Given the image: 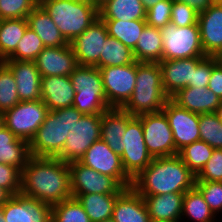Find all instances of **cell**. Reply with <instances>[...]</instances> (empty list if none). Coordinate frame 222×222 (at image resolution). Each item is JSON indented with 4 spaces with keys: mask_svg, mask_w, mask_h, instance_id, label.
I'll use <instances>...</instances> for the list:
<instances>
[{
    "mask_svg": "<svg viewBox=\"0 0 222 222\" xmlns=\"http://www.w3.org/2000/svg\"><path fill=\"white\" fill-rule=\"evenodd\" d=\"M20 193L51 206L71 198L68 163L56 157L30 156L22 169Z\"/></svg>",
    "mask_w": 222,
    "mask_h": 222,
    "instance_id": "1",
    "label": "cell"
},
{
    "mask_svg": "<svg viewBox=\"0 0 222 222\" xmlns=\"http://www.w3.org/2000/svg\"><path fill=\"white\" fill-rule=\"evenodd\" d=\"M196 175L181 157L153 158L151 163L132 179L131 187L141 196L185 193L195 187Z\"/></svg>",
    "mask_w": 222,
    "mask_h": 222,
    "instance_id": "2",
    "label": "cell"
},
{
    "mask_svg": "<svg viewBox=\"0 0 222 222\" xmlns=\"http://www.w3.org/2000/svg\"><path fill=\"white\" fill-rule=\"evenodd\" d=\"M83 113L75 107L49 111L43 124L29 142V152L35 157H57L64 148L67 135L74 130Z\"/></svg>",
    "mask_w": 222,
    "mask_h": 222,
    "instance_id": "3",
    "label": "cell"
},
{
    "mask_svg": "<svg viewBox=\"0 0 222 222\" xmlns=\"http://www.w3.org/2000/svg\"><path fill=\"white\" fill-rule=\"evenodd\" d=\"M169 99L163 88L159 63L137 62L135 88L122 109L132 116L156 113L163 110Z\"/></svg>",
    "mask_w": 222,
    "mask_h": 222,
    "instance_id": "4",
    "label": "cell"
},
{
    "mask_svg": "<svg viewBox=\"0 0 222 222\" xmlns=\"http://www.w3.org/2000/svg\"><path fill=\"white\" fill-rule=\"evenodd\" d=\"M39 4L68 43L99 18V10L88 0H39Z\"/></svg>",
    "mask_w": 222,
    "mask_h": 222,
    "instance_id": "5",
    "label": "cell"
},
{
    "mask_svg": "<svg viewBox=\"0 0 222 222\" xmlns=\"http://www.w3.org/2000/svg\"><path fill=\"white\" fill-rule=\"evenodd\" d=\"M69 77L75 89L72 106L79 112L102 115L110 108L98 67L78 65Z\"/></svg>",
    "mask_w": 222,
    "mask_h": 222,
    "instance_id": "6",
    "label": "cell"
},
{
    "mask_svg": "<svg viewBox=\"0 0 222 222\" xmlns=\"http://www.w3.org/2000/svg\"><path fill=\"white\" fill-rule=\"evenodd\" d=\"M163 52L162 60L205 57L201 46L200 28L198 24L176 27L169 23L160 28Z\"/></svg>",
    "mask_w": 222,
    "mask_h": 222,
    "instance_id": "7",
    "label": "cell"
},
{
    "mask_svg": "<svg viewBox=\"0 0 222 222\" xmlns=\"http://www.w3.org/2000/svg\"><path fill=\"white\" fill-rule=\"evenodd\" d=\"M49 109L42 100L20 101L3 113V124L17 137L28 143L43 124Z\"/></svg>",
    "mask_w": 222,
    "mask_h": 222,
    "instance_id": "8",
    "label": "cell"
},
{
    "mask_svg": "<svg viewBox=\"0 0 222 222\" xmlns=\"http://www.w3.org/2000/svg\"><path fill=\"white\" fill-rule=\"evenodd\" d=\"M110 108H122L130 99L136 83L137 61L122 66L99 68Z\"/></svg>",
    "mask_w": 222,
    "mask_h": 222,
    "instance_id": "9",
    "label": "cell"
},
{
    "mask_svg": "<svg viewBox=\"0 0 222 222\" xmlns=\"http://www.w3.org/2000/svg\"><path fill=\"white\" fill-rule=\"evenodd\" d=\"M143 127V136L152 158L177 155L175 141L167 116L163 111L137 116Z\"/></svg>",
    "mask_w": 222,
    "mask_h": 222,
    "instance_id": "10",
    "label": "cell"
},
{
    "mask_svg": "<svg viewBox=\"0 0 222 222\" xmlns=\"http://www.w3.org/2000/svg\"><path fill=\"white\" fill-rule=\"evenodd\" d=\"M123 153L121 161L126 174L134 179L152 161L143 136L141 120L134 116L128 123L122 136Z\"/></svg>",
    "mask_w": 222,
    "mask_h": 222,
    "instance_id": "11",
    "label": "cell"
},
{
    "mask_svg": "<svg viewBox=\"0 0 222 222\" xmlns=\"http://www.w3.org/2000/svg\"><path fill=\"white\" fill-rule=\"evenodd\" d=\"M100 132L101 115L83 114L74 130L68 133L64 148L56 158L65 163L79 161L86 150L100 139Z\"/></svg>",
    "mask_w": 222,
    "mask_h": 222,
    "instance_id": "12",
    "label": "cell"
},
{
    "mask_svg": "<svg viewBox=\"0 0 222 222\" xmlns=\"http://www.w3.org/2000/svg\"><path fill=\"white\" fill-rule=\"evenodd\" d=\"M68 165L72 194H121L126 189L114 177L100 174L79 161Z\"/></svg>",
    "mask_w": 222,
    "mask_h": 222,
    "instance_id": "13",
    "label": "cell"
},
{
    "mask_svg": "<svg viewBox=\"0 0 222 222\" xmlns=\"http://www.w3.org/2000/svg\"><path fill=\"white\" fill-rule=\"evenodd\" d=\"M79 162L100 174L114 177L125 188L131 187L132 179L123 168L121 156L112 151L101 139L86 150Z\"/></svg>",
    "mask_w": 222,
    "mask_h": 222,
    "instance_id": "14",
    "label": "cell"
},
{
    "mask_svg": "<svg viewBox=\"0 0 222 222\" xmlns=\"http://www.w3.org/2000/svg\"><path fill=\"white\" fill-rule=\"evenodd\" d=\"M108 36L106 25L99 17L70 43L77 64L100 68V55L103 54L104 42Z\"/></svg>",
    "mask_w": 222,
    "mask_h": 222,
    "instance_id": "15",
    "label": "cell"
},
{
    "mask_svg": "<svg viewBox=\"0 0 222 222\" xmlns=\"http://www.w3.org/2000/svg\"><path fill=\"white\" fill-rule=\"evenodd\" d=\"M162 111L168 118L178 152L186 145L200 140L198 113L179 107L171 99Z\"/></svg>",
    "mask_w": 222,
    "mask_h": 222,
    "instance_id": "16",
    "label": "cell"
},
{
    "mask_svg": "<svg viewBox=\"0 0 222 222\" xmlns=\"http://www.w3.org/2000/svg\"><path fill=\"white\" fill-rule=\"evenodd\" d=\"M6 222H52V206L21 193L2 205Z\"/></svg>",
    "mask_w": 222,
    "mask_h": 222,
    "instance_id": "17",
    "label": "cell"
},
{
    "mask_svg": "<svg viewBox=\"0 0 222 222\" xmlns=\"http://www.w3.org/2000/svg\"><path fill=\"white\" fill-rule=\"evenodd\" d=\"M35 63L42 77L70 76L78 66L70 43L60 47H45Z\"/></svg>",
    "mask_w": 222,
    "mask_h": 222,
    "instance_id": "18",
    "label": "cell"
},
{
    "mask_svg": "<svg viewBox=\"0 0 222 222\" xmlns=\"http://www.w3.org/2000/svg\"><path fill=\"white\" fill-rule=\"evenodd\" d=\"M201 46L206 56L222 52V2L215 1L204 12L199 13Z\"/></svg>",
    "mask_w": 222,
    "mask_h": 222,
    "instance_id": "19",
    "label": "cell"
},
{
    "mask_svg": "<svg viewBox=\"0 0 222 222\" xmlns=\"http://www.w3.org/2000/svg\"><path fill=\"white\" fill-rule=\"evenodd\" d=\"M204 57L161 60L162 84L166 95L171 98L180 89L192 82L193 70Z\"/></svg>",
    "mask_w": 222,
    "mask_h": 222,
    "instance_id": "20",
    "label": "cell"
},
{
    "mask_svg": "<svg viewBox=\"0 0 222 222\" xmlns=\"http://www.w3.org/2000/svg\"><path fill=\"white\" fill-rule=\"evenodd\" d=\"M14 74L20 101L41 100V74L35 61L4 60Z\"/></svg>",
    "mask_w": 222,
    "mask_h": 222,
    "instance_id": "21",
    "label": "cell"
},
{
    "mask_svg": "<svg viewBox=\"0 0 222 222\" xmlns=\"http://www.w3.org/2000/svg\"><path fill=\"white\" fill-rule=\"evenodd\" d=\"M75 89L69 76H46L41 78V100L49 111L72 107Z\"/></svg>",
    "mask_w": 222,
    "mask_h": 222,
    "instance_id": "22",
    "label": "cell"
},
{
    "mask_svg": "<svg viewBox=\"0 0 222 222\" xmlns=\"http://www.w3.org/2000/svg\"><path fill=\"white\" fill-rule=\"evenodd\" d=\"M179 107L198 114L216 113L222 100L208 88L186 87L170 98Z\"/></svg>",
    "mask_w": 222,
    "mask_h": 222,
    "instance_id": "23",
    "label": "cell"
},
{
    "mask_svg": "<svg viewBox=\"0 0 222 222\" xmlns=\"http://www.w3.org/2000/svg\"><path fill=\"white\" fill-rule=\"evenodd\" d=\"M133 117L122 108H109L101 115L100 139L120 156L123 153L122 136Z\"/></svg>",
    "mask_w": 222,
    "mask_h": 222,
    "instance_id": "24",
    "label": "cell"
},
{
    "mask_svg": "<svg viewBox=\"0 0 222 222\" xmlns=\"http://www.w3.org/2000/svg\"><path fill=\"white\" fill-rule=\"evenodd\" d=\"M114 222H150V216L143 197L132 187L126 188L114 205Z\"/></svg>",
    "mask_w": 222,
    "mask_h": 222,
    "instance_id": "25",
    "label": "cell"
},
{
    "mask_svg": "<svg viewBox=\"0 0 222 222\" xmlns=\"http://www.w3.org/2000/svg\"><path fill=\"white\" fill-rule=\"evenodd\" d=\"M142 197L150 220L181 221L184 193H166Z\"/></svg>",
    "mask_w": 222,
    "mask_h": 222,
    "instance_id": "26",
    "label": "cell"
},
{
    "mask_svg": "<svg viewBox=\"0 0 222 222\" xmlns=\"http://www.w3.org/2000/svg\"><path fill=\"white\" fill-rule=\"evenodd\" d=\"M26 20L28 27L39 36L45 47H60L69 44L40 4L32 10Z\"/></svg>",
    "mask_w": 222,
    "mask_h": 222,
    "instance_id": "27",
    "label": "cell"
},
{
    "mask_svg": "<svg viewBox=\"0 0 222 222\" xmlns=\"http://www.w3.org/2000/svg\"><path fill=\"white\" fill-rule=\"evenodd\" d=\"M29 143L17 138L5 125L0 127V163L9 164L21 171L30 158Z\"/></svg>",
    "mask_w": 222,
    "mask_h": 222,
    "instance_id": "28",
    "label": "cell"
},
{
    "mask_svg": "<svg viewBox=\"0 0 222 222\" xmlns=\"http://www.w3.org/2000/svg\"><path fill=\"white\" fill-rule=\"evenodd\" d=\"M162 52L163 41L160 29L146 25L133 50L135 61L159 63L162 60Z\"/></svg>",
    "mask_w": 222,
    "mask_h": 222,
    "instance_id": "29",
    "label": "cell"
},
{
    "mask_svg": "<svg viewBox=\"0 0 222 222\" xmlns=\"http://www.w3.org/2000/svg\"><path fill=\"white\" fill-rule=\"evenodd\" d=\"M120 194H72L82 204L91 222L112 219L113 209Z\"/></svg>",
    "mask_w": 222,
    "mask_h": 222,
    "instance_id": "30",
    "label": "cell"
},
{
    "mask_svg": "<svg viewBox=\"0 0 222 222\" xmlns=\"http://www.w3.org/2000/svg\"><path fill=\"white\" fill-rule=\"evenodd\" d=\"M146 12L141 0H109L99 9L102 20H146Z\"/></svg>",
    "mask_w": 222,
    "mask_h": 222,
    "instance_id": "31",
    "label": "cell"
},
{
    "mask_svg": "<svg viewBox=\"0 0 222 222\" xmlns=\"http://www.w3.org/2000/svg\"><path fill=\"white\" fill-rule=\"evenodd\" d=\"M28 23L26 19L0 20V60L7 59L16 49L23 37Z\"/></svg>",
    "mask_w": 222,
    "mask_h": 222,
    "instance_id": "32",
    "label": "cell"
},
{
    "mask_svg": "<svg viewBox=\"0 0 222 222\" xmlns=\"http://www.w3.org/2000/svg\"><path fill=\"white\" fill-rule=\"evenodd\" d=\"M186 217L188 220L191 219L194 222L218 221L215 218L216 215L210 209L208 204L205 202L203 195L196 187L184 193L181 222H184Z\"/></svg>",
    "mask_w": 222,
    "mask_h": 222,
    "instance_id": "33",
    "label": "cell"
},
{
    "mask_svg": "<svg viewBox=\"0 0 222 222\" xmlns=\"http://www.w3.org/2000/svg\"><path fill=\"white\" fill-rule=\"evenodd\" d=\"M108 35L116 38L132 51L135 49L142 30L147 25L146 20H103Z\"/></svg>",
    "mask_w": 222,
    "mask_h": 222,
    "instance_id": "34",
    "label": "cell"
},
{
    "mask_svg": "<svg viewBox=\"0 0 222 222\" xmlns=\"http://www.w3.org/2000/svg\"><path fill=\"white\" fill-rule=\"evenodd\" d=\"M134 62L133 51L116 38L108 36L104 42L103 54L100 55V68L128 65Z\"/></svg>",
    "mask_w": 222,
    "mask_h": 222,
    "instance_id": "35",
    "label": "cell"
},
{
    "mask_svg": "<svg viewBox=\"0 0 222 222\" xmlns=\"http://www.w3.org/2000/svg\"><path fill=\"white\" fill-rule=\"evenodd\" d=\"M213 151V147L206 142L199 140L186 145L179 151L178 155L181 157L185 165L197 175L210 159Z\"/></svg>",
    "mask_w": 222,
    "mask_h": 222,
    "instance_id": "36",
    "label": "cell"
},
{
    "mask_svg": "<svg viewBox=\"0 0 222 222\" xmlns=\"http://www.w3.org/2000/svg\"><path fill=\"white\" fill-rule=\"evenodd\" d=\"M52 222H91L82 204L71 197L52 206Z\"/></svg>",
    "mask_w": 222,
    "mask_h": 222,
    "instance_id": "37",
    "label": "cell"
},
{
    "mask_svg": "<svg viewBox=\"0 0 222 222\" xmlns=\"http://www.w3.org/2000/svg\"><path fill=\"white\" fill-rule=\"evenodd\" d=\"M19 102L14 74L2 61L0 62V112L12 109Z\"/></svg>",
    "mask_w": 222,
    "mask_h": 222,
    "instance_id": "38",
    "label": "cell"
},
{
    "mask_svg": "<svg viewBox=\"0 0 222 222\" xmlns=\"http://www.w3.org/2000/svg\"><path fill=\"white\" fill-rule=\"evenodd\" d=\"M44 48L39 36L28 27L15 51L5 60L35 61Z\"/></svg>",
    "mask_w": 222,
    "mask_h": 222,
    "instance_id": "39",
    "label": "cell"
},
{
    "mask_svg": "<svg viewBox=\"0 0 222 222\" xmlns=\"http://www.w3.org/2000/svg\"><path fill=\"white\" fill-rule=\"evenodd\" d=\"M200 140L214 149H222V121L217 113L199 114Z\"/></svg>",
    "mask_w": 222,
    "mask_h": 222,
    "instance_id": "40",
    "label": "cell"
},
{
    "mask_svg": "<svg viewBox=\"0 0 222 222\" xmlns=\"http://www.w3.org/2000/svg\"><path fill=\"white\" fill-rule=\"evenodd\" d=\"M39 0H0L1 19H26Z\"/></svg>",
    "mask_w": 222,
    "mask_h": 222,
    "instance_id": "41",
    "label": "cell"
},
{
    "mask_svg": "<svg viewBox=\"0 0 222 222\" xmlns=\"http://www.w3.org/2000/svg\"><path fill=\"white\" fill-rule=\"evenodd\" d=\"M195 187L216 216L222 212V182L196 181Z\"/></svg>",
    "mask_w": 222,
    "mask_h": 222,
    "instance_id": "42",
    "label": "cell"
},
{
    "mask_svg": "<svg viewBox=\"0 0 222 222\" xmlns=\"http://www.w3.org/2000/svg\"><path fill=\"white\" fill-rule=\"evenodd\" d=\"M173 0H162L150 7L146 12V24L155 28H163L170 23Z\"/></svg>",
    "mask_w": 222,
    "mask_h": 222,
    "instance_id": "43",
    "label": "cell"
},
{
    "mask_svg": "<svg viewBox=\"0 0 222 222\" xmlns=\"http://www.w3.org/2000/svg\"><path fill=\"white\" fill-rule=\"evenodd\" d=\"M196 181L222 182V149H214L210 159L196 175Z\"/></svg>",
    "mask_w": 222,
    "mask_h": 222,
    "instance_id": "44",
    "label": "cell"
},
{
    "mask_svg": "<svg viewBox=\"0 0 222 222\" xmlns=\"http://www.w3.org/2000/svg\"><path fill=\"white\" fill-rule=\"evenodd\" d=\"M22 171L12 165L0 163V187L6 189L12 196L21 192Z\"/></svg>",
    "mask_w": 222,
    "mask_h": 222,
    "instance_id": "45",
    "label": "cell"
},
{
    "mask_svg": "<svg viewBox=\"0 0 222 222\" xmlns=\"http://www.w3.org/2000/svg\"><path fill=\"white\" fill-rule=\"evenodd\" d=\"M199 13L186 3L173 0L170 23L176 27H186L198 24Z\"/></svg>",
    "mask_w": 222,
    "mask_h": 222,
    "instance_id": "46",
    "label": "cell"
},
{
    "mask_svg": "<svg viewBox=\"0 0 222 222\" xmlns=\"http://www.w3.org/2000/svg\"><path fill=\"white\" fill-rule=\"evenodd\" d=\"M216 64L215 56H205L193 70L192 82L187 87L207 88L212 68Z\"/></svg>",
    "mask_w": 222,
    "mask_h": 222,
    "instance_id": "47",
    "label": "cell"
},
{
    "mask_svg": "<svg viewBox=\"0 0 222 222\" xmlns=\"http://www.w3.org/2000/svg\"><path fill=\"white\" fill-rule=\"evenodd\" d=\"M207 88L222 100V67L218 64L212 68Z\"/></svg>",
    "mask_w": 222,
    "mask_h": 222,
    "instance_id": "48",
    "label": "cell"
},
{
    "mask_svg": "<svg viewBox=\"0 0 222 222\" xmlns=\"http://www.w3.org/2000/svg\"><path fill=\"white\" fill-rule=\"evenodd\" d=\"M179 2L186 3L196 12H204L208 7H210L215 1L214 0H176Z\"/></svg>",
    "mask_w": 222,
    "mask_h": 222,
    "instance_id": "49",
    "label": "cell"
},
{
    "mask_svg": "<svg viewBox=\"0 0 222 222\" xmlns=\"http://www.w3.org/2000/svg\"><path fill=\"white\" fill-rule=\"evenodd\" d=\"M12 195L3 187H0V206H2Z\"/></svg>",
    "mask_w": 222,
    "mask_h": 222,
    "instance_id": "50",
    "label": "cell"
},
{
    "mask_svg": "<svg viewBox=\"0 0 222 222\" xmlns=\"http://www.w3.org/2000/svg\"><path fill=\"white\" fill-rule=\"evenodd\" d=\"M159 1H162V0H141L142 4L144 5L146 10H148L150 7L154 6Z\"/></svg>",
    "mask_w": 222,
    "mask_h": 222,
    "instance_id": "51",
    "label": "cell"
},
{
    "mask_svg": "<svg viewBox=\"0 0 222 222\" xmlns=\"http://www.w3.org/2000/svg\"><path fill=\"white\" fill-rule=\"evenodd\" d=\"M88 1L99 10L109 0H88Z\"/></svg>",
    "mask_w": 222,
    "mask_h": 222,
    "instance_id": "52",
    "label": "cell"
},
{
    "mask_svg": "<svg viewBox=\"0 0 222 222\" xmlns=\"http://www.w3.org/2000/svg\"><path fill=\"white\" fill-rule=\"evenodd\" d=\"M215 58H216V60H217V64L222 67V52L218 53V54L215 56Z\"/></svg>",
    "mask_w": 222,
    "mask_h": 222,
    "instance_id": "53",
    "label": "cell"
},
{
    "mask_svg": "<svg viewBox=\"0 0 222 222\" xmlns=\"http://www.w3.org/2000/svg\"><path fill=\"white\" fill-rule=\"evenodd\" d=\"M220 118V120L222 121V102L221 105L218 107V110L216 112Z\"/></svg>",
    "mask_w": 222,
    "mask_h": 222,
    "instance_id": "54",
    "label": "cell"
},
{
    "mask_svg": "<svg viewBox=\"0 0 222 222\" xmlns=\"http://www.w3.org/2000/svg\"><path fill=\"white\" fill-rule=\"evenodd\" d=\"M0 222H6L3 216L2 206H0Z\"/></svg>",
    "mask_w": 222,
    "mask_h": 222,
    "instance_id": "55",
    "label": "cell"
},
{
    "mask_svg": "<svg viewBox=\"0 0 222 222\" xmlns=\"http://www.w3.org/2000/svg\"><path fill=\"white\" fill-rule=\"evenodd\" d=\"M2 125H4V124H3V113L0 112V127H1Z\"/></svg>",
    "mask_w": 222,
    "mask_h": 222,
    "instance_id": "56",
    "label": "cell"
},
{
    "mask_svg": "<svg viewBox=\"0 0 222 222\" xmlns=\"http://www.w3.org/2000/svg\"><path fill=\"white\" fill-rule=\"evenodd\" d=\"M150 222H181V221H154V220H151Z\"/></svg>",
    "mask_w": 222,
    "mask_h": 222,
    "instance_id": "57",
    "label": "cell"
},
{
    "mask_svg": "<svg viewBox=\"0 0 222 222\" xmlns=\"http://www.w3.org/2000/svg\"><path fill=\"white\" fill-rule=\"evenodd\" d=\"M102 222H114L113 219H109V220H104Z\"/></svg>",
    "mask_w": 222,
    "mask_h": 222,
    "instance_id": "58",
    "label": "cell"
}]
</instances>
